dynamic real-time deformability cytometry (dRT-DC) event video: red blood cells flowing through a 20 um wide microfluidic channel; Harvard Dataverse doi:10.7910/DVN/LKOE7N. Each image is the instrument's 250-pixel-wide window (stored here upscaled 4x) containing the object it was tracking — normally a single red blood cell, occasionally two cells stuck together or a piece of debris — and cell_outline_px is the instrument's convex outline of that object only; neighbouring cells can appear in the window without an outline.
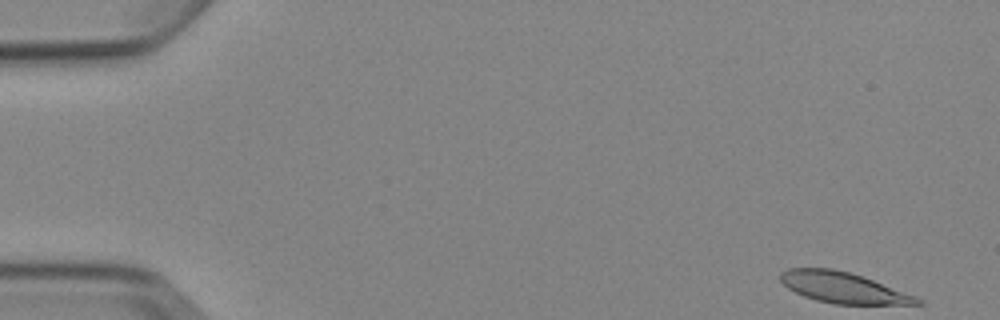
{"species": "Egyptian fruit bat (a non-hibernating species)", "species_latin": "Rousettus aegyptiacus", "temperature_condition": "cold", "stored_images_in_passage": 5, "camera_frame_rate_fps": 3000, "um_per_image_px": 0.085, "animal": {"sex": "female"}, "frame": {"image": 1, "passage_image": 1, "time_ms": 0.0, "image_size_px": [1000, 320], "cell_outline_px": [[924, 304], [832, 304], [816, 300], [804, 296], [788, 288], [780, 280], [780, 272], [788, 268], [832, 268], [864, 276], [916, 296], [924, 300]], "centroid_in_image_um": [71.68, 24.44], "position_along_channel_um": 13.3, "area_um2": 24.62}}
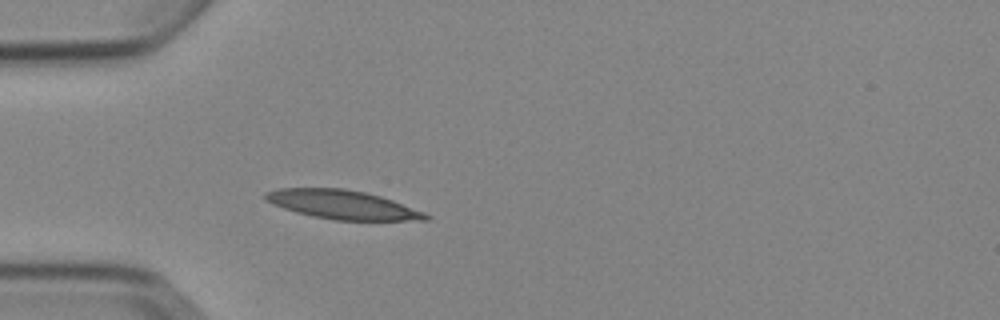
{"frame": {"image": 2, "passage_image": 5, "time_ms": 4.333, "image_size_px": [1000, 320], "cell_outline_px": [[432, 216], [428, 220], [336, 220], [312, 216], [296, 212], [272, 204], [264, 200], [264, 192], [280, 188], [344, 188], [364, 192], [380, 196], [392, 200], [424, 212]], "centroid_in_image_um": [29.08, 17.39], "position_along_channel_um": 55.9, "area_um2": 26.88}}